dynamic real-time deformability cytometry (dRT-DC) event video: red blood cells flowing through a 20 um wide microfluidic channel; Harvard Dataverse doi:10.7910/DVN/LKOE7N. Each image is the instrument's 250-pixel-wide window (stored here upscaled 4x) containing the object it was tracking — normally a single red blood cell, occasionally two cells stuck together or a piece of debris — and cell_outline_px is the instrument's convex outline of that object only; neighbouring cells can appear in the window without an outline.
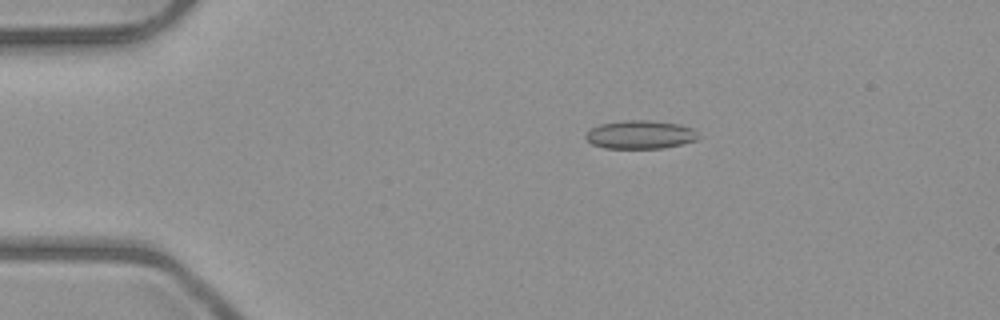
{"species": "common noctule bat (a hibernating species)", "species_latin": "Nyctalus noctula", "temperature_condition": "room temperature", "stored_images_in_passage": 4, "camera_frame_rate_fps": 3000, "um_per_image_px": 0.085, "animal": {"sex": "male", "body_mass_g": 23.1, "forearm_length_mm": 52.7}, "frame": {"image": 1, "passage_image": 2, "time_ms": 1.333, "image_size_px": [1000, 320], "cell_outline_px": [[704, 136], [696, 140], [664, 148], [604, 148], [592, 144], [584, 136], [592, 128], [600, 124], [624, 120], [648, 120], [680, 124], [692, 128]], "centroid_in_image_um": [54.47, 11.44], "position_along_channel_um": 30.5, "area_um2": 18.73}}